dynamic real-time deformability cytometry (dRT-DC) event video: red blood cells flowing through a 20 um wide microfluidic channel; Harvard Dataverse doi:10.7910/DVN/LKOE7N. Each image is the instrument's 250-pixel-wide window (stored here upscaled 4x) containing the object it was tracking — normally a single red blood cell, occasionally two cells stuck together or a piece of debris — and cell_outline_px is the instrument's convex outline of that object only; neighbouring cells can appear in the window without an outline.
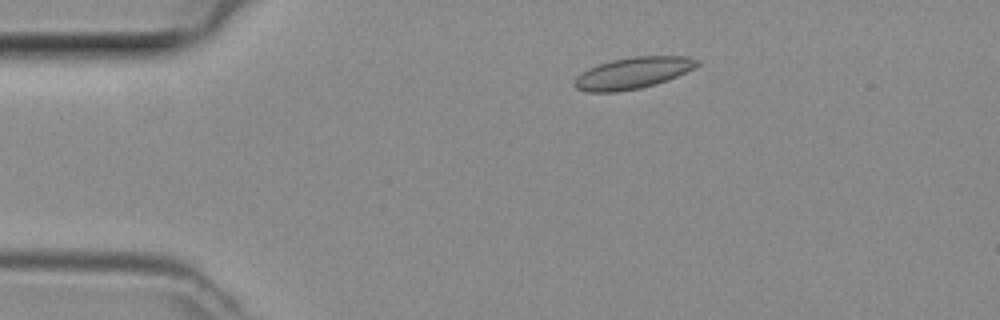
{"species": "common noctule bat (a hibernating species)", "species_latin": "Nyctalus noctula", "temperature_condition": "room temperature", "stored_images_in_passage": 28, "camera_frame_rate_fps": 3000, "um_per_image_px": 0.085, "animal": {"sex": "female", "body_mass_g": 29.2, "forearm_length_mm": 56.3}, "frame": {"image": 1, "passage_image": 2, "time_ms": 0.333, "image_size_px": [1000, 320], "cell_outline_px": [[700, 64], [668, 80], [656, 84], [640, 88], [616, 92], [588, 92], [576, 88], [572, 84], [572, 80], [580, 72], [588, 68], [612, 60], [632, 56], [688, 56], [700, 60]], "centroid_in_image_um": [53.75, 6.2], "position_along_channel_um": 31.3, "area_um2": 22.6}}
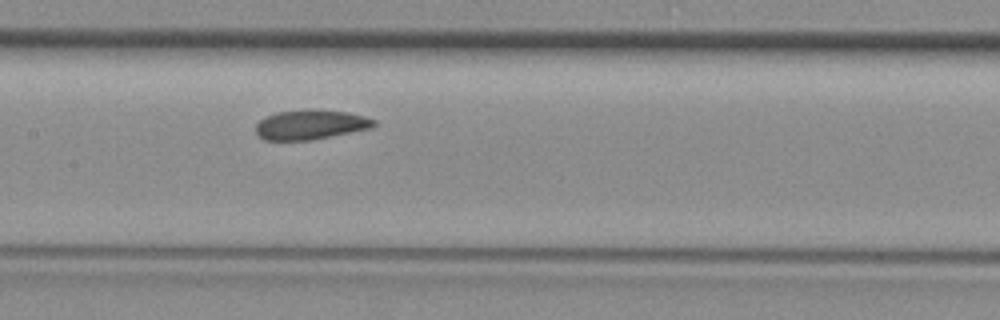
{"frame": {"image": 2, "passage_image": 16, "time_ms": 5.0, "image_size_px": [1000, 320], "cell_outline_px": [[376, 124], [372, 128], [312, 140], [264, 140], [256, 132], [256, 124], [260, 120], [276, 112], [308, 108], [348, 112], [364, 116], [376, 120]], "centroid_in_image_um": [26.42, 10.58], "position_along_channel_um": 181.0, "area_um2": 20.58}}
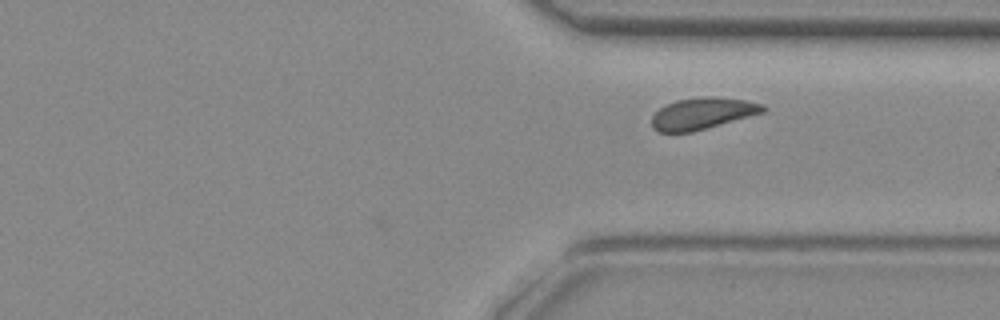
{"frame": {"image": 3, "passage_image": 28, "time_ms": 9.0, "image_size_px": [1000, 320], "cell_outline_px": [[768, 108], [764, 112], [692, 132], [656, 132], [652, 128], [652, 116], [664, 104], [676, 100], [704, 96], [716, 96], [744, 100], [764, 104]], "centroid_in_image_um": [59.7, 9.63], "position_along_channel_um": 351.7, "area_um2": 20.58}}